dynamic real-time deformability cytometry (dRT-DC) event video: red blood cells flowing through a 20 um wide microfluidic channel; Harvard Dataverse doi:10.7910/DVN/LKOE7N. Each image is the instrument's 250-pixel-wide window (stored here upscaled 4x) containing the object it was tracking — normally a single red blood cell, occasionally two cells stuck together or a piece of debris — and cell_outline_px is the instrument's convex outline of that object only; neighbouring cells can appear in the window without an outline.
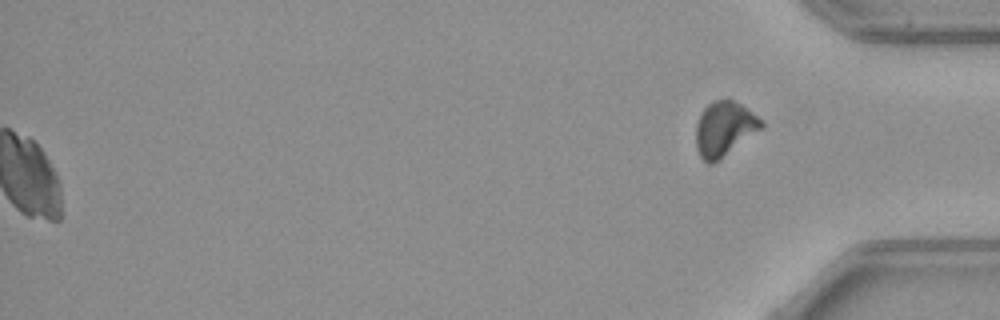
{"species": "common noctule bat (a hibernating species)", "species_latin": "Nyctalus noctula", "temperature_condition": "warm", "stored_images_in_passage": 38, "segment_of_instrument_passage": [2, 2], "camera_frame_rate_fps": 3000, "um_per_image_px": 0.085, "animal": {"sex": "female", "body_mass_g": 21.9}, "frame": {"image": 1, "passage_image": 38, "time_ms": 12.333, "image_size_px": [1000, 320], "cell_outline_px": [[764, 128], [712, 164], [708, 164], [700, 156], [696, 148], [696, 124], [704, 108], [712, 100], [732, 100], [740, 104], [764, 120]], "centroid_in_image_um": [61.58, 10.95], "position_along_channel_um": 373.6, "area_um2": 20.75}}